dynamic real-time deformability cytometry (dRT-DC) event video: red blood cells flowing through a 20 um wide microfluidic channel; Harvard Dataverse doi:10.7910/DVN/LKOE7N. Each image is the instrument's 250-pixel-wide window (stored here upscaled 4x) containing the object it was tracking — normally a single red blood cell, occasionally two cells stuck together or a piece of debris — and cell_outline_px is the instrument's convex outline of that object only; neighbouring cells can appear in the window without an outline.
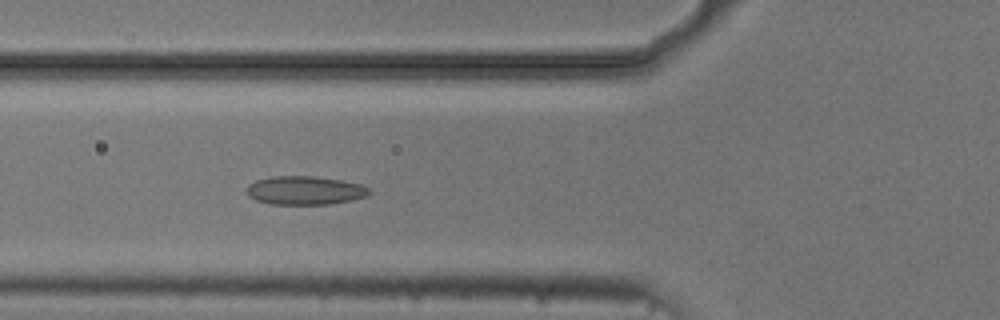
{"species": "common noctule bat (a hibernating species)", "species_latin": "Nyctalus noctula", "temperature_condition": "cold", "stored_images_in_passage": 54, "camera_frame_rate_fps": 3000, "um_per_image_px": 0.085, "animal": {"sex": "male", "body_mass_g": 20.5, "forearm_length_mm": 52.5}, "frame": {"image": 1, "passage_image": 20, "time_ms": 6.333, "image_size_px": [1000, 320], "cell_outline_px": [[372, 192], [368, 196], [352, 200], [328, 204], [268, 204], [256, 200], [248, 196], [248, 184], [256, 180], [272, 176], [312, 176], [340, 180], [360, 184], [368, 188]], "centroid_in_image_um": [25.92, 16.19], "position_along_channel_um": 99.9, "area_um2": 20.4}}
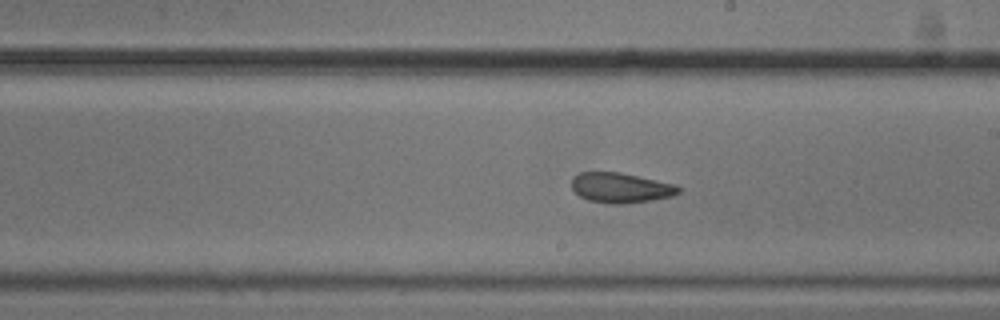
{"frame": {"image": 2, "passage_image": 31, "time_ms": 10.0, "image_size_px": [1000, 320], "cell_outline_px": [[680, 192], [672, 196], [652, 200], [624, 204], [608, 204], [588, 200], [580, 196], [572, 188], [572, 176], [580, 172], [620, 172], [676, 184], [680, 188]], "centroid_in_image_um": [52.76, 15.96], "position_along_channel_um": 236.2, "area_um2": 18.84}}
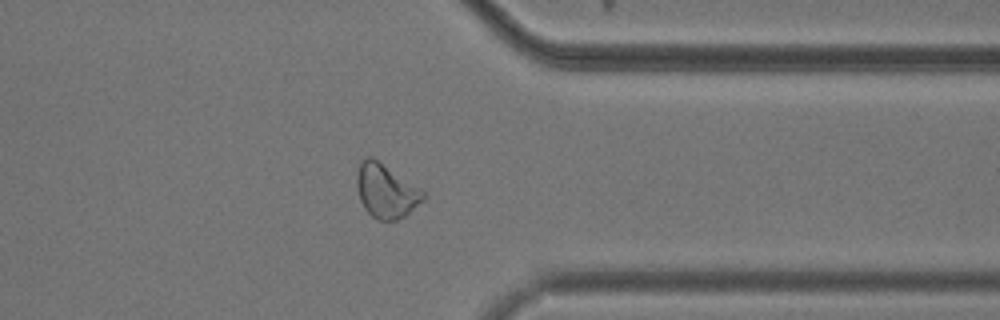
{"frame": {"image": 3, "passage_image": 43, "time_ms": 14.0, "image_size_px": [1000, 320], "cell_outline_px": [[424, 200], [404, 216], [396, 220], [380, 220], [372, 216], [364, 208], [360, 200], [356, 184], [356, 172], [360, 160], [364, 156], [372, 156], [420, 188], [424, 192]], "centroid_in_image_um": [32.77, 16.2], "position_along_channel_um": 378.6, "area_um2": 20.87}, "authors_computed_cell_mechanics": {"area_um2": 20.8369, "velocity_mm_per_s": 3.7138, "shape_relaxation_time_tau1_ms": 7.7166, "shape_relaxation_time_tau2_ms": 3.2912, "deformation_change_tau1": 0.1443, "deformation_change_tau2": 0.0862}}